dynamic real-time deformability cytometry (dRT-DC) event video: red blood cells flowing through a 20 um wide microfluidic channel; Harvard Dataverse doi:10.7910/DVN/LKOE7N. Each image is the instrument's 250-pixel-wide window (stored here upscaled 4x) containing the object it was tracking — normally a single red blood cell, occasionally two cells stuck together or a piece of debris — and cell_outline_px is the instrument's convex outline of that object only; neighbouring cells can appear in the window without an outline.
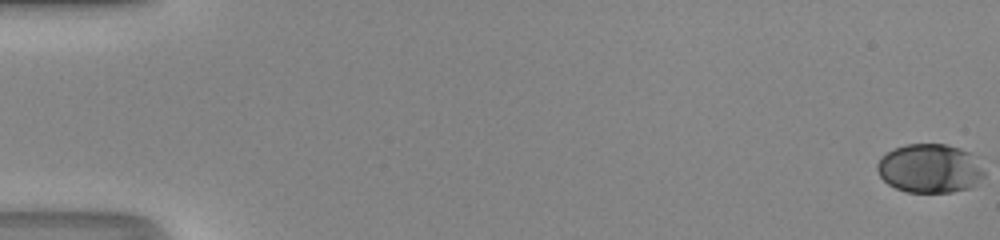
{"species": "human", "species_latin": "Homo sapiens", "temperature_condition": "room temperature", "stored_images_in_passage": 52, "camera_frame_rate_fps": 3000, "um_per_image_px": 0.085, "donor": {"sex": "male"}, "frame": {"image": 1, "passage_image": 1, "time_ms": 0.0, "image_size_px": [1000, 240], "cell_outline_px": [[984, 176], [972, 188], [952, 192], [908, 192], [896, 188], [888, 184], [880, 176], [876, 168], [876, 164], [880, 156], [892, 148], [904, 144], [944, 144], [960, 148], [972, 152], [984, 172]], "centroid_in_image_um": [79.02, 14.3], "position_along_channel_um": 6.0, "area_um2": 30.87}}
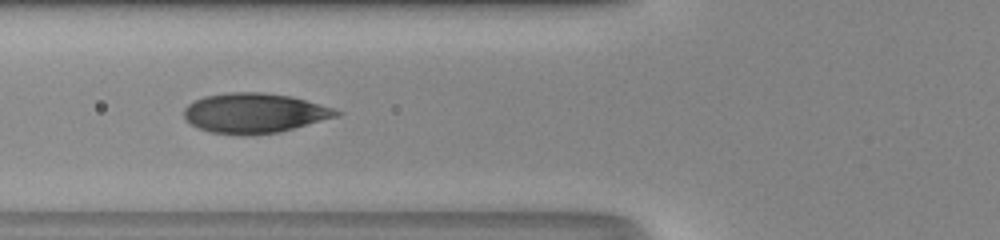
{"frame": {"image": 2, "passage_image": 22, "time_ms": 7.0, "image_size_px": [1000, 240], "cell_outline_px": [[344, 112], [340, 116], [280, 132], [252, 136], [248, 136], [212, 132], [200, 128], [192, 124], [184, 116], [184, 108], [188, 104], [204, 96], [228, 92], [260, 92], [288, 96], [304, 100], [332, 108]], "centroid_in_image_um": [21.64, 9.62], "position_along_channel_um": 104.2, "area_um2": 35.32}}
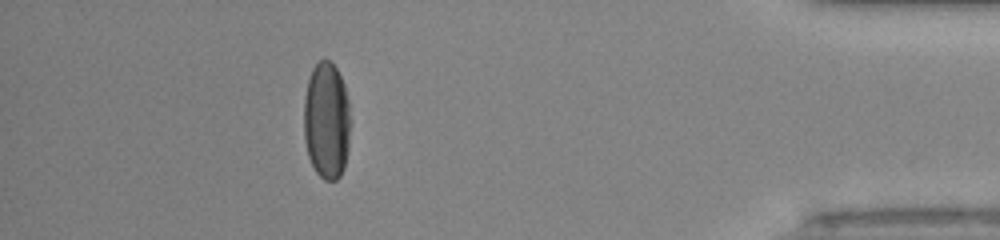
{"frame": {"image": 3, "passage_image": 47, "time_ms": 15.333, "image_size_px": [1000, 240], "cell_outline_px": [[348, 148], [344, 168], [340, 176], [336, 180], [324, 180], [316, 172], [308, 156], [304, 140], [304, 96], [308, 80], [312, 68], [320, 60], [328, 60], [336, 68], [344, 84], [348, 100]], "centroid_in_image_um": [27.73, 10.27], "position_along_channel_um": 407.5, "area_um2": 31.62}, "authors_computed_cell_mechanics": {"area_um2": 32.5125, "velocity_mm_per_s": 4.2023, "shape_relaxation_time_tau1_ms": 4.9315, "shape_relaxation_time_tau2_ms": null, "deformation_change_tau1": 0.206, "deformation_change_tau2": null}}